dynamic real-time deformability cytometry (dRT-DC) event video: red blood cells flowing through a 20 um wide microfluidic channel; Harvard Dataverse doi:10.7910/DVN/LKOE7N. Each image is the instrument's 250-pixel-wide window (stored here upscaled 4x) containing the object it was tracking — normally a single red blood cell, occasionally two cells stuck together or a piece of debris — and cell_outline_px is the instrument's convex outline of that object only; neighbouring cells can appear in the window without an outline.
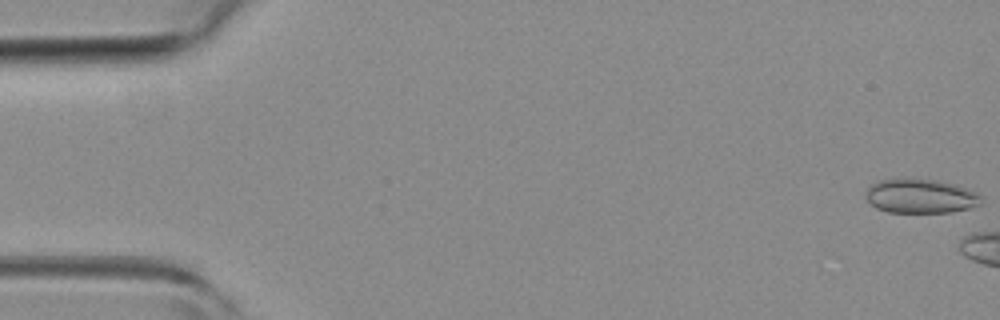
{"species": "common noctule bat (a hibernating species)", "species_latin": "Nyctalus noctula", "temperature_condition": "room temperature", "stored_images_in_passage": 8, "camera_frame_rate_fps": 3000, "um_per_image_px": 0.085, "animal": {"sex": "female", "body_mass_g": 19.3, "forearm_length_mm": 54.1}, "frame": {"image": 1, "passage_image": 1, "time_ms": 0.0, "image_size_px": [1000, 320], "cell_outline_px": [[984, 196], [980, 204], [968, 208], [952, 212], [888, 212], [876, 208], [864, 196], [864, 192], [872, 184], [880, 180], [940, 180], [956, 184], [976, 192]], "centroid_in_image_um": [78.28, 16.68], "position_along_channel_um": 6.7, "area_um2": 22.83}}